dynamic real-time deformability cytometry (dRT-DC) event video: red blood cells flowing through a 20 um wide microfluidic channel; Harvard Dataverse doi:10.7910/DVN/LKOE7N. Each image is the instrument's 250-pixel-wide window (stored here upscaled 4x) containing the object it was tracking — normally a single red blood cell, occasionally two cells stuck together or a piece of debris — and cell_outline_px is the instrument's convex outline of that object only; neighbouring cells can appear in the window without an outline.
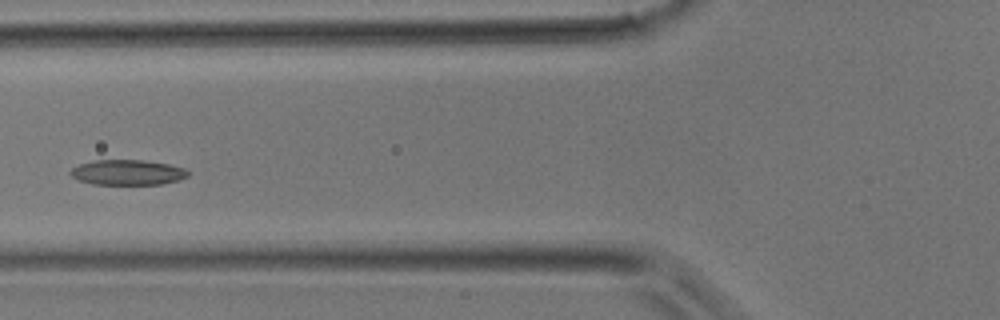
{"species": "common noctule bat (a hibernating species)", "species_latin": "Nyctalus noctula", "temperature_condition": "room temperature", "stored_images_in_passage": 12, "camera_frame_rate_fps": 3000, "um_per_image_px": 0.085, "animal": {"sex": "male", "body_mass_g": 17.9}, "frame": {"image": 1, "passage_image": 7, "time_ms": 2.0, "image_size_px": [1000, 320], "cell_outline_px": [[188, 176], [176, 180], [160, 184], [92, 184], [80, 180], [72, 176], [68, 172], [72, 168], [80, 164], [92, 160], [140, 160], [168, 164], [184, 168], [188, 172]], "centroid_in_image_um": [10.8, 14.65], "position_along_channel_um": 115.0, "area_um2": 17.05}}